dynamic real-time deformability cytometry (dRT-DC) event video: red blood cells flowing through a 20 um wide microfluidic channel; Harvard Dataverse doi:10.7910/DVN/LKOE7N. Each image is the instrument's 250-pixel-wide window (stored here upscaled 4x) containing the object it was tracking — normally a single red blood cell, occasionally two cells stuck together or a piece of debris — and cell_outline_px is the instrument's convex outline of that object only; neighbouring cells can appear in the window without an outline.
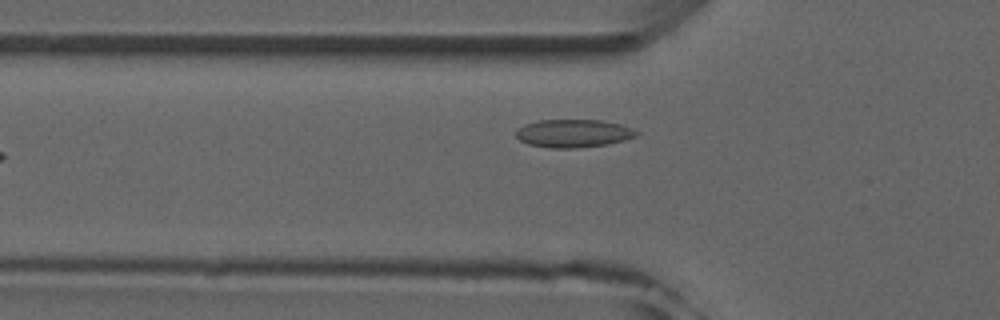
{"species": "common noctule bat (a hibernating species)", "species_latin": "Nyctalus noctula", "temperature_condition": "room temperature", "stored_images_in_passage": 7, "camera_frame_rate_fps": 3000, "um_per_image_px": 0.085, "animal": {"sex": "male", "forearm_length_mm": 52.5}, "frame": {"image": 1, "passage_image": 6, "time_ms": 6.0, "image_size_px": [1000, 320], "cell_outline_px": [[640, 132], [636, 136], [624, 140], [608, 144], [576, 148], [548, 148], [528, 144], [520, 140], [516, 136], [516, 128], [524, 124], [540, 120], [600, 120], [620, 124], [632, 128]], "centroid_in_image_um": [48.72, 11.33], "position_along_channel_um": 77.1, "area_um2": 19.77}}
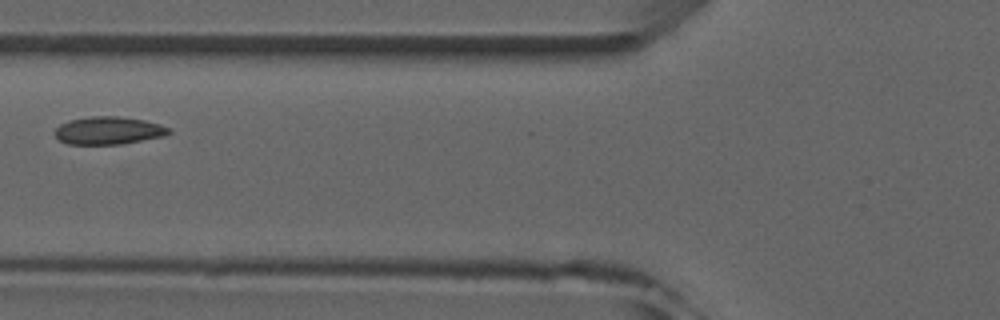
{"frame": {"image": 2, "passage_image": 7, "time_ms": 7.0, "image_size_px": [1000, 320], "cell_outline_px": [[172, 132], [164, 136], [124, 144], [68, 144], [60, 140], [52, 132], [60, 124], [68, 120], [92, 116], [116, 116], [144, 120], [160, 124], [168, 128]], "centroid_in_image_um": [9.21, 11.1], "position_along_channel_um": 116.6, "area_um2": 18.5}}